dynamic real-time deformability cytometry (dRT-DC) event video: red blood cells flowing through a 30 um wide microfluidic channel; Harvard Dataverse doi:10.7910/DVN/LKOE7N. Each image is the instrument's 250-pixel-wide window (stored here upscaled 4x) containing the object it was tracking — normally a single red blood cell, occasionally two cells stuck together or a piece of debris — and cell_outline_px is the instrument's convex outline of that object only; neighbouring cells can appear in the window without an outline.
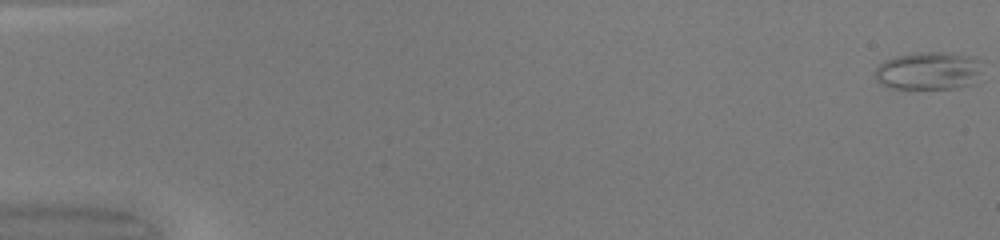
{"species": "common noctule bat (a hibernating species)", "species_latin": "Nyctalus noctula", "temperature_condition": "warm", "stored_images_in_passage": 50, "camera_frame_rate_fps": 3000, "um_per_image_px": 0.085, "animal": {"sex": "female", "body_mass_g": 20.0, "forearm_length_mm": 54.0}, "frame": {"image": 1, "passage_image": 1, "time_ms": 0.0, "image_size_px": [1000, 240], "cell_outline_px": [[984, 60], [976, 84], [956, 88], [888, 88], [880, 84], [876, 80], [876, 68], [884, 60], [896, 56], [916, 52], [944, 52], [976, 56]], "centroid_in_image_um": [79.0, 6.01], "position_along_channel_um": 6.0, "area_um2": 24.28}}
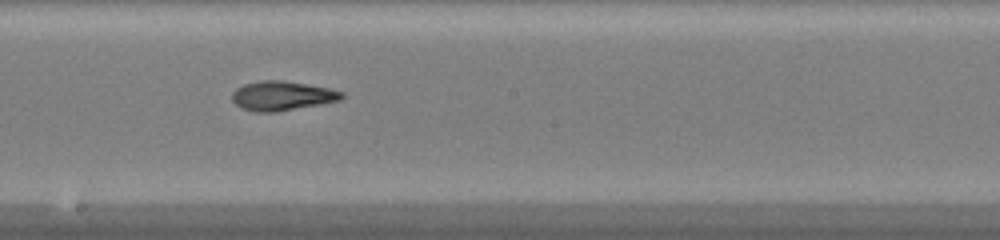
{"frame": {"image": 2, "passage_image": 29, "time_ms": 9.333, "image_size_px": [1000, 240], "cell_outline_px": [[344, 96], [340, 100], [320, 104], [276, 112], [256, 112], [240, 108], [232, 100], [232, 92], [236, 88], [244, 84], [264, 80], [284, 80], [328, 88], [344, 92]], "centroid_in_image_um": [23.95, 8.14], "position_along_channel_um": 224.2, "area_um2": 18.73}}
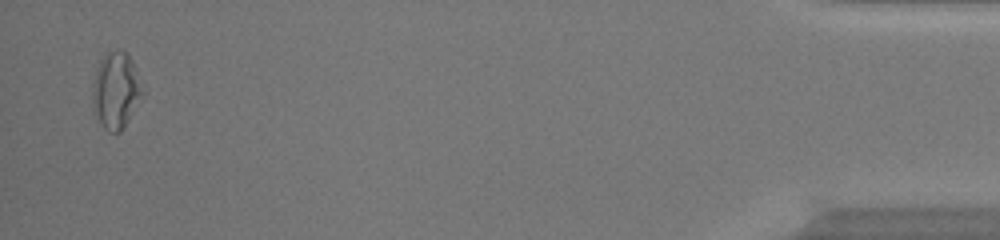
{"frame": {"image": 3, "passage_image": 49, "time_ms": 16.0, "image_size_px": [1000, 240], "cell_outline_px": [[144, 92], [120, 132], [108, 132], [104, 128], [92, 108], [92, 84], [100, 60], [108, 52], [120, 48], [128, 52], [132, 60]], "centroid_in_image_um": [9.83, 7.65], "position_along_channel_um": 425.4, "area_um2": 22.02}, "authors_computed_cell_mechanics": {"area_um2": 19.1896, "velocity_mm_per_s": 4.2374, "shape_relaxation_time_tau1_ms": 5.7978, "shape_relaxation_time_tau2_ms": 2.9138, "deformation_change_tau1": 0.2185, "deformation_change_tau2": 0.0964}}